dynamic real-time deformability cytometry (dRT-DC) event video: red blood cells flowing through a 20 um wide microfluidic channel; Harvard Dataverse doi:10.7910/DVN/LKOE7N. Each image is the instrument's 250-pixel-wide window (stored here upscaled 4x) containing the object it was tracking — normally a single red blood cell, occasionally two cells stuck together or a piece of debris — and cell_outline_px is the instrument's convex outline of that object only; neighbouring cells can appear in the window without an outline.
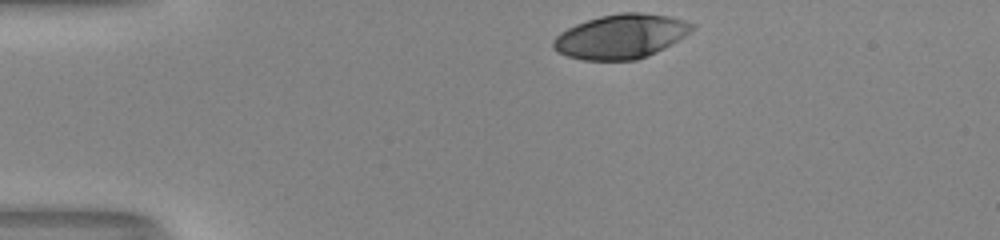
{"species": "human", "species_latin": "Homo sapiens", "temperature_condition": "room temperature", "stored_images_in_passage": 33, "camera_frame_rate_fps": 3000, "um_per_image_px": 0.085, "donor": {"sex": "male"}, "frame": {"image": 1, "passage_image": 1, "time_ms": 0.0, "image_size_px": [1000, 240], "cell_outline_px": [[696, 28], [684, 36], [664, 48], [648, 56], [636, 60], [584, 60], [568, 56], [556, 52], [552, 48], [552, 40], [560, 32], [576, 24], [600, 16], [620, 12], [640, 12], [672, 16], [696, 24]], "centroid_in_image_um": [52.78, 3.09], "position_along_channel_um": 32.2, "area_um2": 36.01}}
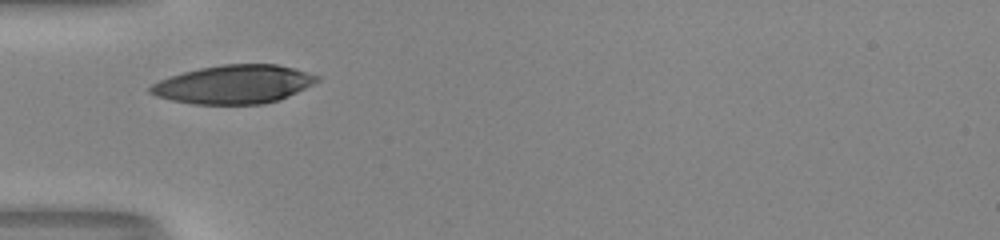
{"frame": {"image": 2, "passage_image": 8, "time_ms": 2.333, "image_size_px": [1000, 240], "cell_outline_px": [[320, 80], [280, 100], [264, 104], [192, 104], [172, 100], [156, 96], [148, 92], [148, 88], [152, 84], [168, 76], [200, 68], [224, 64], [276, 64], [292, 68], [320, 76]], "centroid_in_image_um": [19.85, 7.17], "position_along_channel_um": 65.1, "area_um2": 37.34}}
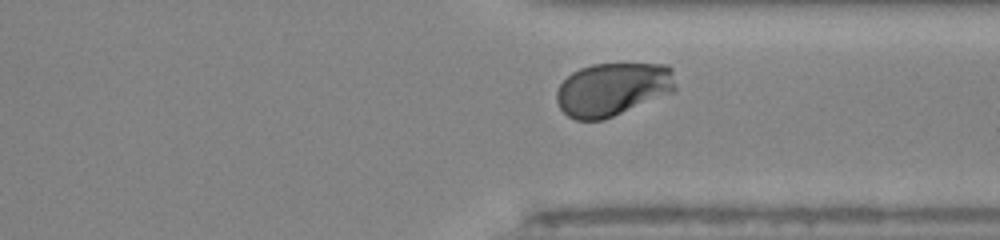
{"frame": {"image": 3, "passage_image": 30, "time_ms": 9.667, "image_size_px": [1000, 240], "cell_outline_px": [[676, 88], [672, 92], [604, 120], [576, 120], [568, 116], [560, 108], [556, 100], [556, 92], [560, 84], [572, 72], [580, 68], [592, 64], [668, 64], [672, 68], [676, 84]], "centroid_in_image_um": [52.07, 7.58], "position_along_channel_um": 359.3, "area_um2": 36.93}, "authors_computed_cell_mechanics": {"area_um2": 36.8764, "velocity_mm_per_s": 4.0336, "shape_relaxation_time_tau1_ms": 2.9371, "shape_relaxation_time_tau2_ms": null, "deformation_change_tau1": 0.1868, "deformation_change_tau2": null}}